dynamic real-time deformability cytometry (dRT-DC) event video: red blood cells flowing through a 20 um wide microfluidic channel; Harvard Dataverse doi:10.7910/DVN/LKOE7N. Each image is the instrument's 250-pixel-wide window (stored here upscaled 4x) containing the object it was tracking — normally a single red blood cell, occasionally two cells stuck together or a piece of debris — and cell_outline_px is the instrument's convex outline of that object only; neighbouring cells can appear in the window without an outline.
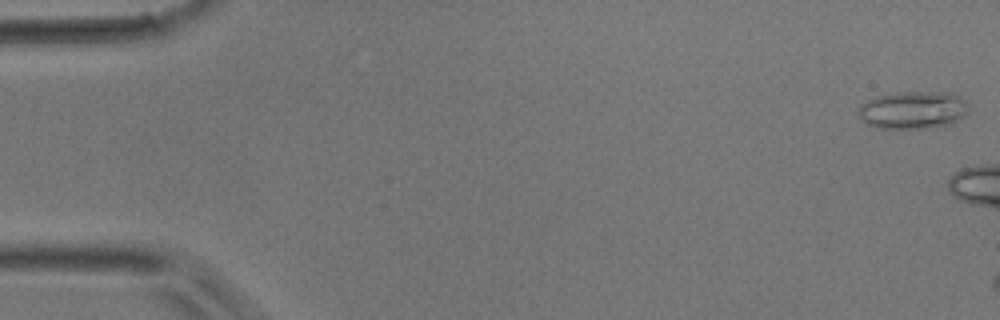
{"species": "common noctule bat (a hibernating species)", "species_latin": "Nyctalus noctula", "temperature_condition": "room temperature", "stored_images_in_passage": 6, "camera_frame_rate_fps": 3000, "um_per_image_px": 0.085, "animal": {"sex": "male", "body_mass_g": 17.9}, "frame": {"image": 1, "passage_image": 1, "time_ms": 0.0, "image_size_px": [1000, 320], "cell_outline_px": [[968, 108], [960, 120], [952, 124], [924, 128], [876, 128], [860, 120], [856, 112], [860, 104], [876, 96], [896, 92], [952, 92], [960, 96], [964, 100]], "centroid_in_image_um": [77.56, 9.35], "position_along_channel_um": 7.4, "area_um2": 24.45}}